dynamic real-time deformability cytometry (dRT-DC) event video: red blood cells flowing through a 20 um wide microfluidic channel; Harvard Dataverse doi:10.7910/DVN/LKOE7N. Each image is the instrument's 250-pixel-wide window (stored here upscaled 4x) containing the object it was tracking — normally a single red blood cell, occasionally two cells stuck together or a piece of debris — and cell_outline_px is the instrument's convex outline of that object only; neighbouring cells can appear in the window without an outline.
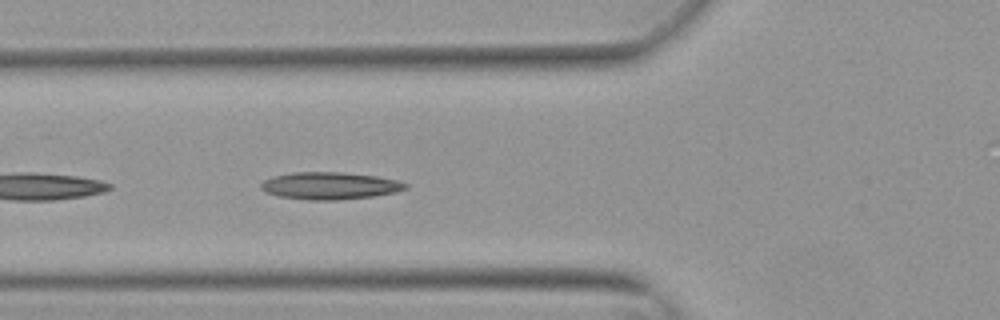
{"species": "Egyptian fruit bat (a non-hibernating species)", "species_latin": "Rousettus aegyptiacus", "temperature_condition": "warm", "stored_images_in_passage": 9, "camera_frame_rate_fps": 3000, "um_per_image_px": 0.085, "animal": {"sex": "female"}, "frame": {"image": 1, "passage_image": 6, "time_ms": 1.667, "image_size_px": [1000, 320], "cell_outline_px": [[408, 188], [396, 192], [372, 196], [340, 200], [308, 200], [280, 196], [268, 192], [260, 188], [260, 184], [264, 180], [272, 176], [292, 172], [344, 172], [376, 176], [396, 180], [408, 184]], "centroid_in_image_um": [28.04, 15.78], "position_along_channel_um": 97.8, "area_um2": 22.95}}